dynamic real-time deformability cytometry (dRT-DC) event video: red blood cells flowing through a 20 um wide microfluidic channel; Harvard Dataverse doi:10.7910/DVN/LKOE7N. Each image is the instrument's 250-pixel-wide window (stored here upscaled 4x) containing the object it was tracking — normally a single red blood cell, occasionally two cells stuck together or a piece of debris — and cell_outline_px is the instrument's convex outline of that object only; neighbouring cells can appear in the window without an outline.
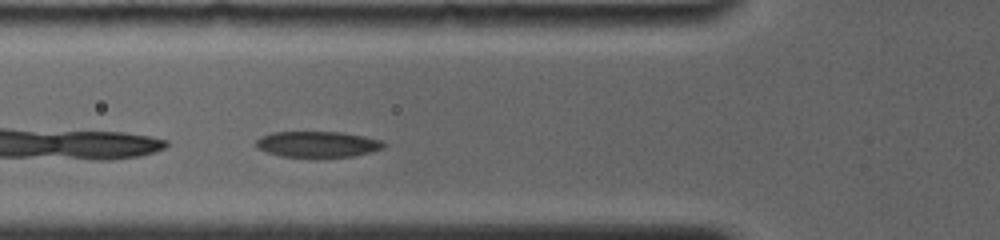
{"species": "common noctule bat (a hibernating species)", "species_latin": "Nyctalus noctula", "temperature_condition": "room temperature", "stored_images_in_passage": 23, "camera_frame_rate_fps": 4000, "um_per_image_px": 0.085, "animal": {"sex": "female", "body_mass_g": 19.0, "forearm_length_mm": 56.7}, "frame": {"image": 1, "passage_image": 4, "time_ms": 1.5, "image_size_px": [1000, 240], "cell_outline_px": [[388, 144], [384, 148], [352, 156], [284, 156], [268, 152], [256, 148], [256, 140], [260, 136], [272, 132], [340, 132], [364, 136], [380, 140]], "centroid_in_image_um": [26.99, 12.24], "position_along_channel_um": 98.8, "area_um2": 18.96}}
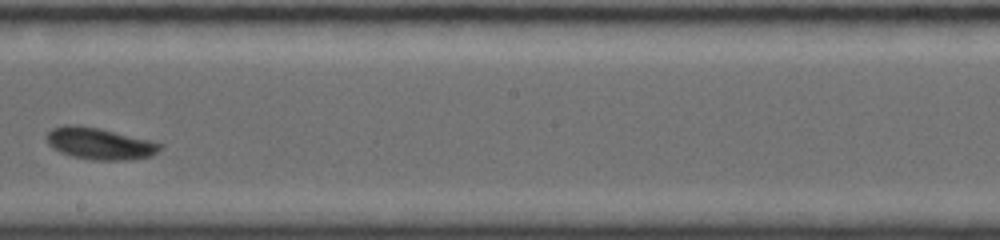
{"frame": {"image": 2, "passage_image": 12, "time_ms": 5.25, "image_size_px": [1000, 240], "cell_outline_px": [[164, 144], [152, 156], [124, 160], [92, 160], [72, 156], [60, 152], [52, 148], [48, 144], [48, 132], [52, 128], [64, 124], [76, 124], [100, 128], [152, 140]], "centroid_in_image_um": [8.47, 12.19], "position_along_channel_um": 239.7, "area_um2": 21.1}}
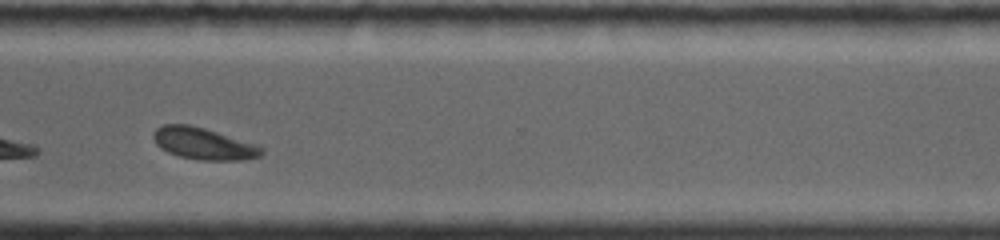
{"frame": {"image": 3, "passage_image": 18, "time_ms": 8.25, "image_size_px": [1000, 240], "cell_outline_px": [[264, 152], [260, 156], [244, 160], [200, 160], [180, 156], [168, 152], [160, 148], [156, 144], [152, 136], [152, 132], [156, 128], [164, 124], [188, 124], [204, 128], [260, 144], [264, 148]], "centroid_in_image_um": [17.33, 12.2], "position_along_channel_um": 353.3, "area_um2": 20.35}, "authors_computed_cell_mechanics": {"area_um2": 20.519, "velocity_mm_per_s": 3.7653, "shape_relaxation_time_tau1_ms": 1.835, "shape_relaxation_time_tau2_ms": 2.1565, "deformation_change_tau1": 0.1004, "deformation_change_tau2": 0.0544}}